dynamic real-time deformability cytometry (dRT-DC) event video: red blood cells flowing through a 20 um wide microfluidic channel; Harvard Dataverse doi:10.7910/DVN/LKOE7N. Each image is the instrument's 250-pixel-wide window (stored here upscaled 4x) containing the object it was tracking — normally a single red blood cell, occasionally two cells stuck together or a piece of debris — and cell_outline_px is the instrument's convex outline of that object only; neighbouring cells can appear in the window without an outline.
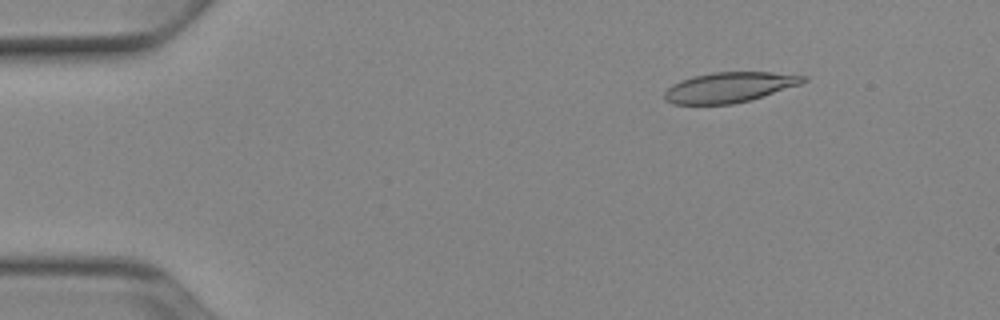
{"species": "Egyptian fruit bat (a non-hibernating species)", "species_latin": "Rousettus aegyptiacus", "temperature_condition": "cold", "stored_images_in_passage": 48, "camera_frame_rate_fps": 3000, "um_per_image_px": 0.085, "animal": {"sex": "female"}, "frame": {"image": 1, "passage_image": 3, "time_ms": 0.667, "image_size_px": [1000, 320], "cell_outline_px": [[808, 80], [800, 84], [748, 100], [732, 104], [672, 104], [664, 100], [664, 92], [672, 84], [680, 80], [692, 76], [712, 72], [772, 72], [808, 76]], "centroid_in_image_um": [61.95, 7.41], "position_along_channel_um": 23.0, "area_um2": 24.33}}
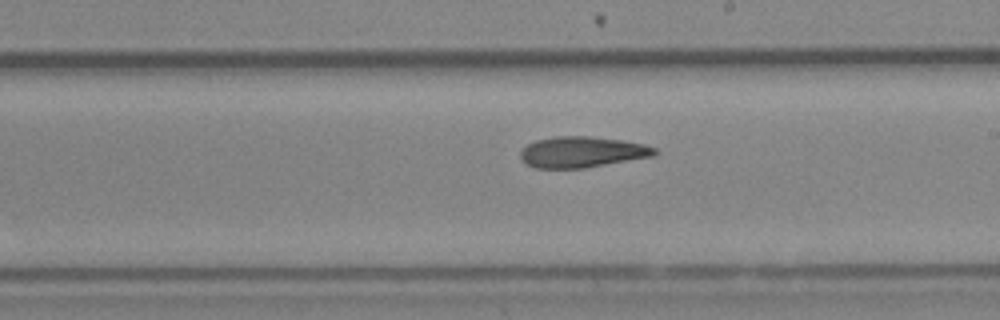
{"frame": {"image": 2, "passage_image": 26, "time_ms": 8.333, "image_size_px": [1000, 320], "cell_outline_px": [[660, 152], [656, 156], [584, 168], [536, 168], [520, 160], [520, 152], [528, 144], [536, 140], [556, 136], [588, 136], [620, 140], [644, 144], [656, 148]], "centroid_in_image_um": [49.51, 12.93], "position_along_channel_um": 239.5, "area_um2": 24.28}}
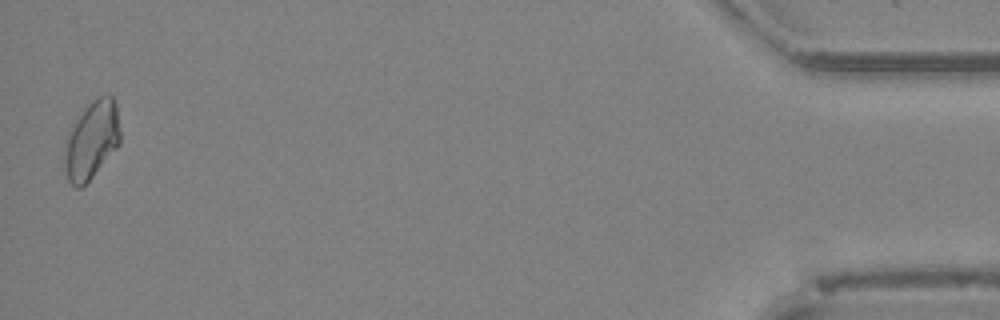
{"frame": {"image": 3, "passage_image": 47, "time_ms": 15.333, "image_size_px": [1000, 320], "cell_outline_px": [[120, 144], [92, 176], [80, 188], [76, 188], [68, 180], [64, 172], [64, 148], [68, 136], [76, 120], [84, 108], [92, 100], [100, 96], [112, 96], [116, 104], [120, 132]], "centroid_in_image_um": [7.78, 11.92], "position_along_channel_um": 427.4, "area_um2": 24.91}}